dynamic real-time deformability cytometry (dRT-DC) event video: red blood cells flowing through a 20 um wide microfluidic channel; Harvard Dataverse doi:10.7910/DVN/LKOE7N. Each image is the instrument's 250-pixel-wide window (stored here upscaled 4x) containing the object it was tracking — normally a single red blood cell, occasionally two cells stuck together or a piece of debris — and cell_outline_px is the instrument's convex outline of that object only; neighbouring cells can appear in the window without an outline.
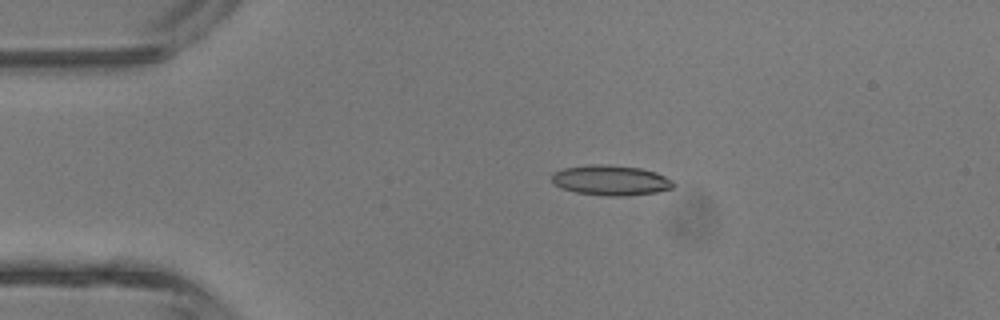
{"species": "common noctule bat (a hibernating species)", "species_latin": "Nyctalus noctula", "temperature_condition": "room temperature", "stored_images_in_passage": 4, "camera_frame_rate_fps": 3000, "um_per_image_px": 0.085, "animal": {"sex": "male", "body_mass_g": 13.3}, "frame": {"image": 1, "passage_image": 3, "time_ms": 2.333, "image_size_px": [1000, 320], "cell_outline_px": [[676, 184], [672, 188], [656, 192], [628, 196], [604, 196], [576, 192], [564, 188], [556, 184], [552, 180], [552, 172], [564, 168], [592, 164], [604, 164], [640, 168], [656, 172], [672, 180]], "centroid_in_image_um": [51.94, 15.32], "position_along_channel_um": 33.1, "area_um2": 21.33}}